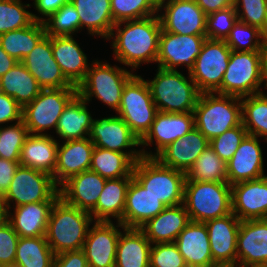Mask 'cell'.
I'll list each match as a JSON object with an SVG mask.
<instances>
[{
  "mask_svg": "<svg viewBox=\"0 0 267 267\" xmlns=\"http://www.w3.org/2000/svg\"><path fill=\"white\" fill-rule=\"evenodd\" d=\"M57 148V165L52 176L60 186L68 178L90 169L94 144L89 138L64 141Z\"/></svg>",
  "mask_w": 267,
  "mask_h": 267,
  "instance_id": "obj_27",
  "label": "cell"
},
{
  "mask_svg": "<svg viewBox=\"0 0 267 267\" xmlns=\"http://www.w3.org/2000/svg\"><path fill=\"white\" fill-rule=\"evenodd\" d=\"M88 138L95 147L126 153L134 162L142 157L140 140L118 115L94 118Z\"/></svg>",
  "mask_w": 267,
  "mask_h": 267,
  "instance_id": "obj_13",
  "label": "cell"
},
{
  "mask_svg": "<svg viewBox=\"0 0 267 267\" xmlns=\"http://www.w3.org/2000/svg\"><path fill=\"white\" fill-rule=\"evenodd\" d=\"M5 267H19L17 264L6 265Z\"/></svg>",
  "mask_w": 267,
  "mask_h": 267,
  "instance_id": "obj_61",
  "label": "cell"
},
{
  "mask_svg": "<svg viewBox=\"0 0 267 267\" xmlns=\"http://www.w3.org/2000/svg\"><path fill=\"white\" fill-rule=\"evenodd\" d=\"M238 20L262 30L267 19V0H234Z\"/></svg>",
  "mask_w": 267,
  "mask_h": 267,
  "instance_id": "obj_49",
  "label": "cell"
},
{
  "mask_svg": "<svg viewBox=\"0 0 267 267\" xmlns=\"http://www.w3.org/2000/svg\"><path fill=\"white\" fill-rule=\"evenodd\" d=\"M161 30L158 15L115 23L107 39L112 41V57L133 72L143 64H156Z\"/></svg>",
  "mask_w": 267,
  "mask_h": 267,
  "instance_id": "obj_1",
  "label": "cell"
},
{
  "mask_svg": "<svg viewBox=\"0 0 267 267\" xmlns=\"http://www.w3.org/2000/svg\"><path fill=\"white\" fill-rule=\"evenodd\" d=\"M236 244L238 267H267V219L241 221Z\"/></svg>",
  "mask_w": 267,
  "mask_h": 267,
  "instance_id": "obj_19",
  "label": "cell"
},
{
  "mask_svg": "<svg viewBox=\"0 0 267 267\" xmlns=\"http://www.w3.org/2000/svg\"><path fill=\"white\" fill-rule=\"evenodd\" d=\"M18 239L17 232L0 214V265L14 264Z\"/></svg>",
  "mask_w": 267,
  "mask_h": 267,
  "instance_id": "obj_51",
  "label": "cell"
},
{
  "mask_svg": "<svg viewBox=\"0 0 267 267\" xmlns=\"http://www.w3.org/2000/svg\"><path fill=\"white\" fill-rule=\"evenodd\" d=\"M231 201L240 221L267 219V175L231 185Z\"/></svg>",
  "mask_w": 267,
  "mask_h": 267,
  "instance_id": "obj_21",
  "label": "cell"
},
{
  "mask_svg": "<svg viewBox=\"0 0 267 267\" xmlns=\"http://www.w3.org/2000/svg\"><path fill=\"white\" fill-rule=\"evenodd\" d=\"M183 205L193 222H206L232 213L231 185L185 181Z\"/></svg>",
  "mask_w": 267,
  "mask_h": 267,
  "instance_id": "obj_6",
  "label": "cell"
},
{
  "mask_svg": "<svg viewBox=\"0 0 267 267\" xmlns=\"http://www.w3.org/2000/svg\"><path fill=\"white\" fill-rule=\"evenodd\" d=\"M55 202L42 201L19 205L5 210L1 215L11 224L19 237H42L45 236Z\"/></svg>",
  "mask_w": 267,
  "mask_h": 267,
  "instance_id": "obj_25",
  "label": "cell"
},
{
  "mask_svg": "<svg viewBox=\"0 0 267 267\" xmlns=\"http://www.w3.org/2000/svg\"><path fill=\"white\" fill-rule=\"evenodd\" d=\"M151 246L139 228H125L117 242L115 267H150Z\"/></svg>",
  "mask_w": 267,
  "mask_h": 267,
  "instance_id": "obj_35",
  "label": "cell"
},
{
  "mask_svg": "<svg viewBox=\"0 0 267 267\" xmlns=\"http://www.w3.org/2000/svg\"><path fill=\"white\" fill-rule=\"evenodd\" d=\"M20 163L0 158V199L7 193Z\"/></svg>",
  "mask_w": 267,
  "mask_h": 267,
  "instance_id": "obj_55",
  "label": "cell"
},
{
  "mask_svg": "<svg viewBox=\"0 0 267 267\" xmlns=\"http://www.w3.org/2000/svg\"><path fill=\"white\" fill-rule=\"evenodd\" d=\"M31 7H33L37 14L32 12V18L36 22H44L52 14L57 12L64 4L70 0H31ZM41 15V16H40Z\"/></svg>",
  "mask_w": 267,
  "mask_h": 267,
  "instance_id": "obj_53",
  "label": "cell"
},
{
  "mask_svg": "<svg viewBox=\"0 0 267 267\" xmlns=\"http://www.w3.org/2000/svg\"><path fill=\"white\" fill-rule=\"evenodd\" d=\"M54 258L45 236L19 237L14 264L19 267H52Z\"/></svg>",
  "mask_w": 267,
  "mask_h": 267,
  "instance_id": "obj_40",
  "label": "cell"
},
{
  "mask_svg": "<svg viewBox=\"0 0 267 267\" xmlns=\"http://www.w3.org/2000/svg\"><path fill=\"white\" fill-rule=\"evenodd\" d=\"M93 223L89 212L68 205L59 198L52 207L45 238L55 255L80 250Z\"/></svg>",
  "mask_w": 267,
  "mask_h": 267,
  "instance_id": "obj_2",
  "label": "cell"
},
{
  "mask_svg": "<svg viewBox=\"0 0 267 267\" xmlns=\"http://www.w3.org/2000/svg\"><path fill=\"white\" fill-rule=\"evenodd\" d=\"M41 90L35 77L21 62L0 77V92L15 99L22 108L32 102Z\"/></svg>",
  "mask_w": 267,
  "mask_h": 267,
  "instance_id": "obj_36",
  "label": "cell"
},
{
  "mask_svg": "<svg viewBox=\"0 0 267 267\" xmlns=\"http://www.w3.org/2000/svg\"><path fill=\"white\" fill-rule=\"evenodd\" d=\"M105 183L106 178L89 169L63 182L59 186L60 198L68 205L90 213L96 207Z\"/></svg>",
  "mask_w": 267,
  "mask_h": 267,
  "instance_id": "obj_23",
  "label": "cell"
},
{
  "mask_svg": "<svg viewBox=\"0 0 267 267\" xmlns=\"http://www.w3.org/2000/svg\"><path fill=\"white\" fill-rule=\"evenodd\" d=\"M21 63L42 89L77 88L63 75L52 53V36L45 35Z\"/></svg>",
  "mask_w": 267,
  "mask_h": 267,
  "instance_id": "obj_18",
  "label": "cell"
},
{
  "mask_svg": "<svg viewBox=\"0 0 267 267\" xmlns=\"http://www.w3.org/2000/svg\"><path fill=\"white\" fill-rule=\"evenodd\" d=\"M114 23L158 15V0H110Z\"/></svg>",
  "mask_w": 267,
  "mask_h": 267,
  "instance_id": "obj_44",
  "label": "cell"
},
{
  "mask_svg": "<svg viewBox=\"0 0 267 267\" xmlns=\"http://www.w3.org/2000/svg\"><path fill=\"white\" fill-rule=\"evenodd\" d=\"M179 70H166L157 67L153 79H146L152 99L159 112H193L201 92L190 74Z\"/></svg>",
  "mask_w": 267,
  "mask_h": 267,
  "instance_id": "obj_3",
  "label": "cell"
},
{
  "mask_svg": "<svg viewBox=\"0 0 267 267\" xmlns=\"http://www.w3.org/2000/svg\"><path fill=\"white\" fill-rule=\"evenodd\" d=\"M214 264L237 265V234L241 221L233 213L204 222Z\"/></svg>",
  "mask_w": 267,
  "mask_h": 267,
  "instance_id": "obj_22",
  "label": "cell"
},
{
  "mask_svg": "<svg viewBox=\"0 0 267 267\" xmlns=\"http://www.w3.org/2000/svg\"><path fill=\"white\" fill-rule=\"evenodd\" d=\"M248 135L247 130L241 123L223 134L213 138L210 146L214 152L226 163L233 157L241 142Z\"/></svg>",
  "mask_w": 267,
  "mask_h": 267,
  "instance_id": "obj_48",
  "label": "cell"
},
{
  "mask_svg": "<svg viewBox=\"0 0 267 267\" xmlns=\"http://www.w3.org/2000/svg\"><path fill=\"white\" fill-rule=\"evenodd\" d=\"M193 114L195 127L211 141L242 123L241 98L201 93Z\"/></svg>",
  "mask_w": 267,
  "mask_h": 267,
  "instance_id": "obj_5",
  "label": "cell"
},
{
  "mask_svg": "<svg viewBox=\"0 0 267 267\" xmlns=\"http://www.w3.org/2000/svg\"><path fill=\"white\" fill-rule=\"evenodd\" d=\"M263 51H231L221 87L215 92L239 98L263 92Z\"/></svg>",
  "mask_w": 267,
  "mask_h": 267,
  "instance_id": "obj_9",
  "label": "cell"
},
{
  "mask_svg": "<svg viewBox=\"0 0 267 267\" xmlns=\"http://www.w3.org/2000/svg\"><path fill=\"white\" fill-rule=\"evenodd\" d=\"M78 42L74 36H52L53 57L65 78L76 87L84 80L93 62Z\"/></svg>",
  "mask_w": 267,
  "mask_h": 267,
  "instance_id": "obj_26",
  "label": "cell"
},
{
  "mask_svg": "<svg viewBox=\"0 0 267 267\" xmlns=\"http://www.w3.org/2000/svg\"><path fill=\"white\" fill-rule=\"evenodd\" d=\"M133 177L166 207L183 203L184 172L164 166L156 158L141 157L134 164Z\"/></svg>",
  "mask_w": 267,
  "mask_h": 267,
  "instance_id": "obj_7",
  "label": "cell"
},
{
  "mask_svg": "<svg viewBox=\"0 0 267 267\" xmlns=\"http://www.w3.org/2000/svg\"><path fill=\"white\" fill-rule=\"evenodd\" d=\"M19 61L11 57L0 44V77L13 68Z\"/></svg>",
  "mask_w": 267,
  "mask_h": 267,
  "instance_id": "obj_57",
  "label": "cell"
},
{
  "mask_svg": "<svg viewBox=\"0 0 267 267\" xmlns=\"http://www.w3.org/2000/svg\"><path fill=\"white\" fill-rule=\"evenodd\" d=\"M209 145L210 141L194 127L181 139L170 143L155 158L162 165L186 174Z\"/></svg>",
  "mask_w": 267,
  "mask_h": 267,
  "instance_id": "obj_24",
  "label": "cell"
},
{
  "mask_svg": "<svg viewBox=\"0 0 267 267\" xmlns=\"http://www.w3.org/2000/svg\"><path fill=\"white\" fill-rule=\"evenodd\" d=\"M186 181L227 183V163L209 145L186 173Z\"/></svg>",
  "mask_w": 267,
  "mask_h": 267,
  "instance_id": "obj_41",
  "label": "cell"
},
{
  "mask_svg": "<svg viewBox=\"0 0 267 267\" xmlns=\"http://www.w3.org/2000/svg\"><path fill=\"white\" fill-rule=\"evenodd\" d=\"M166 206L147 191L133 176L127 190L123 219L125 228H140L157 216Z\"/></svg>",
  "mask_w": 267,
  "mask_h": 267,
  "instance_id": "obj_28",
  "label": "cell"
},
{
  "mask_svg": "<svg viewBox=\"0 0 267 267\" xmlns=\"http://www.w3.org/2000/svg\"><path fill=\"white\" fill-rule=\"evenodd\" d=\"M52 267H88L83 249L65 251L55 255Z\"/></svg>",
  "mask_w": 267,
  "mask_h": 267,
  "instance_id": "obj_54",
  "label": "cell"
},
{
  "mask_svg": "<svg viewBox=\"0 0 267 267\" xmlns=\"http://www.w3.org/2000/svg\"><path fill=\"white\" fill-rule=\"evenodd\" d=\"M206 35H180L161 30L157 55V67L178 70L186 67L188 73L200 53Z\"/></svg>",
  "mask_w": 267,
  "mask_h": 267,
  "instance_id": "obj_16",
  "label": "cell"
},
{
  "mask_svg": "<svg viewBox=\"0 0 267 267\" xmlns=\"http://www.w3.org/2000/svg\"><path fill=\"white\" fill-rule=\"evenodd\" d=\"M191 222L185 206H167L139 229L151 244L175 242L180 232Z\"/></svg>",
  "mask_w": 267,
  "mask_h": 267,
  "instance_id": "obj_30",
  "label": "cell"
},
{
  "mask_svg": "<svg viewBox=\"0 0 267 267\" xmlns=\"http://www.w3.org/2000/svg\"><path fill=\"white\" fill-rule=\"evenodd\" d=\"M28 135L23 119L0 126V158L19 162L21 148Z\"/></svg>",
  "mask_w": 267,
  "mask_h": 267,
  "instance_id": "obj_45",
  "label": "cell"
},
{
  "mask_svg": "<svg viewBox=\"0 0 267 267\" xmlns=\"http://www.w3.org/2000/svg\"><path fill=\"white\" fill-rule=\"evenodd\" d=\"M259 137L247 135L227 163V183L230 185L266 176L263 146Z\"/></svg>",
  "mask_w": 267,
  "mask_h": 267,
  "instance_id": "obj_20",
  "label": "cell"
},
{
  "mask_svg": "<svg viewBox=\"0 0 267 267\" xmlns=\"http://www.w3.org/2000/svg\"><path fill=\"white\" fill-rule=\"evenodd\" d=\"M194 127L193 112L163 113L158 111L150 130L140 140L142 157L155 158L170 143L181 139ZM152 145L156 152L151 151Z\"/></svg>",
  "mask_w": 267,
  "mask_h": 267,
  "instance_id": "obj_14",
  "label": "cell"
},
{
  "mask_svg": "<svg viewBox=\"0 0 267 267\" xmlns=\"http://www.w3.org/2000/svg\"><path fill=\"white\" fill-rule=\"evenodd\" d=\"M231 51L225 40L206 38L203 42L194 68L189 72L201 93H215L221 87Z\"/></svg>",
  "mask_w": 267,
  "mask_h": 267,
  "instance_id": "obj_12",
  "label": "cell"
},
{
  "mask_svg": "<svg viewBox=\"0 0 267 267\" xmlns=\"http://www.w3.org/2000/svg\"><path fill=\"white\" fill-rule=\"evenodd\" d=\"M48 36H77L80 32V18L69 1L43 22Z\"/></svg>",
  "mask_w": 267,
  "mask_h": 267,
  "instance_id": "obj_43",
  "label": "cell"
},
{
  "mask_svg": "<svg viewBox=\"0 0 267 267\" xmlns=\"http://www.w3.org/2000/svg\"><path fill=\"white\" fill-rule=\"evenodd\" d=\"M124 229L120 222L94 221L83 246L88 267H115L117 242Z\"/></svg>",
  "mask_w": 267,
  "mask_h": 267,
  "instance_id": "obj_17",
  "label": "cell"
},
{
  "mask_svg": "<svg viewBox=\"0 0 267 267\" xmlns=\"http://www.w3.org/2000/svg\"><path fill=\"white\" fill-rule=\"evenodd\" d=\"M150 267H187L177 245L172 243L152 244Z\"/></svg>",
  "mask_w": 267,
  "mask_h": 267,
  "instance_id": "obj_50",
  "label": "cell"
},
{
  "mask_svg": "<svg viewBox=\"0 0 267 267\" xmlns=\"http://www.w3.org/2000/svg\"><path fill=\"white\" fill-rule=\"evenodd\" d=\"M208 267H238V266L234 264H214Z\"/></svg>",
  "mask_w": 267,
  "mask_h": 267,
  "instance_id": "obj_60",
  "label": "cell"
},
{
  "mask_svg": "<svg viewBox=\"0 0 267 267\" xmlns=\"http://www.w3.org/2000/svg\"><path fill=\"white\" fill-rule=\"evenodd\" d=\"M80 18V33L86 29L92 37L107 41L115 23L110 0H70ZM86 27V28H85Z\"/></svg>",
  "mask_w": 267,
  "mask_h": 267,
  "instance_id": "obj_32",
  "label": "cell"
},
{
  "mask_svg": "<svg viewBox=\"0 0 267 267\" xmlns=\"http://www.w3.org/2000/svg\"><path fill=\"white\" fill-rule=\"evenodd\" d=\"M206 15L234 6V0H195Z\"/></svg>",
  "mask_w": 267,
  "mask_h": 267,
  "instance_id": "obj_56",
  "label": "cell"
},
{
  "mask_svg": "<svg viewBox=\"0 0 267 267\" xmlns=\"http://www.w3.org/2000/svg\"><path fill=\"white\" fill-rule=\"evenodd\" d=\"M119 66L111 65L106 60L93 59L84 80L77 86V94L88 104L92 98L101 101L116 114L124 86L135 75L133 71Z\"/></svg>",
  "mask_w": 267,
  "mask_h": 267,
  "instance_id": "obj_4",
  "label": "cell"
},
{
  "mask_svg": "<svg viewBox=\"0 0 267 267\" xmlns=\"http://www.w3.org/2000/svg\"><path fill=\"white\" fill-rule=\"evenodd\" d=\"M163 31L180 35H206V14L195 0H158Z\"/></svg>",
  "mask_w": 267,
  "mask_h": 267,
  "instance_id": "obj_15",
  "label": "cell"
},
{
  "mask_svg": "<svg viewBox=\"0 0 267 267\" xmlns=\"http://www.w3.org/2000/svg\"><path fill=\"white\" fill-rule=\"evenodd\" d=\"M134 164L126 153L94 147L90 170L106 179H118L133 176Z\"/></svg>",
  "mask_w": 267,
  "mask_h": 267,
  "instance_id": "obj_38",
  "label": "cell"
},
{
  "mask_svg": "<svg viewBox=\"0 0 267 267\" xmlns=\"http://www.w3.org/2000/svg\"><path fill=\"white\" fill-rule=\"evenodd\" d=\"M262 87L267 89V50H263L262 55ZM267 94V91H266Z\"/></svg>",
  "mask_w": 267,
  "mask_h": 267,
  "instance_id": "obj_58",
  "label": "cell"
},
{
  "mask_svg": "<svg viewBox=\"0 0 267 267\" xmlns=\"http://www.w3.org/2000/svg\"><path fill=\"white\" fill-rule=\"evenodd\" d=\"M77 95V88L42 89L22 111V119L29 134L49 135L56 131L60 115Z\"/></svg>",
  "mask_w": 267,
  "mask_h": 267,
  "instance_id": "obj_11",
  "label": "cell"
},
{
  "mask_svg": "<svg viewBox=\"0 0 267 267\" xmlns=\"http://www.w3.org/2000/svg\"><path fill=\"white\" fill-rule=\"evenodd\" d=\"M132 176L106 179L96 207L90 212L94 221L120 222L123 219L127 190Z\"/></svg>",
  "mask_w": 267,
  "mask_h": 267,
  "instance_id": "obj_33",
  "label": "cell"
},
{
  "mask_svg": "<svg viewBox=\"0 0 267 267\" xmlns=\"http://www.w3.org/2000/svg\"><path fill=\"white\" fill-rule=\"evenodd\" d=\"M30 7L31 3L22 0H0V35L28 27L34 21Z\"/></svg>",
  "mask_w": 267,
  "mask_h": 267,
  "instance_id": "obj_42",
  "label": "cell"
},
{
  "mask_svg": "<svg viewBox=\"0 0 267 267\" xmlns=\"http://www.w3.org/2000/svg\"><path fill=\"white\" fill-rule=\"evenodd\" d=\"M174 243L183 256L187 267L214 265L205 223L191 221L180 232Z\"/></svg>",
  "mask_w": 267,
  "mask_h": 267,
  "instance_id": "obj_29",
  "label": "cell"
},
{
  "mask_svg": "<svg viewBox=\"0 0 267 267\" xmlns=\"http://www.w3.org/2000/svg\"><path fill=\"white\" fill-rule=\"evenodd\" d=\"M22 111L15 99L0 92V126L22 120Z\"/></svg>",
  "mask_w": 267,
  "mask_h": 267,
  "instance_id": "obj_52",
  "label": "cell"
},
{
  "mask_svg": "<svg viewBox=\"0 0 267 267\" xmlns=\"http://www.w3.org/2000/svg\"><path fill=\"white\" fill-rule=\"evenodd\" d=\"M237 21L238 17L234 6L207 15L206 38L226 40Z\"/></svg>",
  "mask_w": 267,
  "mask_h": 267,
  "instance_id": "obj_47",
  "label": "cell"
},
{
  "mask_svg": "<svg viewBox=\"0 0 267 267\" xmlns=\"http://www.w3.org/2000/svg\"><path fill=\"white\" fill-rule=\"evenodd\" d=\"M242 124L248 135L259 137L267 143V94H253L241 98Z\"/></svg>",
  "mask_w": 267,
  "mask_h": 267,
  "instance_id": "obj_39",
  "label": "cell"
},
{
  "mask_svg": "<svg viewBox=\"0 0 267 267\" xmlns=\"http://www.w3.org/2000/svg\"><path fill=\"white\" fill-rule=\"evenodd\" d=\"M157 112L146 79L135 72L124 86L116 115L121 117L141 140L150 130Z\"/></svg>",
  "mask_w": 267,
  "mask_h": 267,
  "instance_id": "obj_10",
  "label": "cell"
},
{
  "mask_svg": "<svg viewBox=\"0 0 267 267\" xmlns=\"http://www.w3.org/2000/svg\"><path fill=\"white\" fill-rule=\"evenodd\" d=\"M89 104L78 94L64 108L56 126V138L62 142L88 138L92 122Z\"/></svg>",
  "mask_w": 267,
  "mask_h": 267,
  "instance_id": "obj_34",
  "label": "cell"
},
{
  "mask_svg": "<svg viewBox=\"0 0 267 267\" xmlns=\"http://www.w3.org/2000/svg\"><path fill=\"white\" fill-rule=\"evenodd\" d=\"M261 40L263 49L267 50V19L264 28L261 30Z\"/></svg>",
  "mask_w": 267,
  "mask_h": 267,
  "instance_id": "obj_59",
  "label": "cell"
},
{
  "mask_svg": "<svg viewBox=\"0 0 267 267\" xmlns=\"http://www.w3.org/2000/svg\"><path fill=\"white\" fill-rule=\"evenodd\" d=\"M225 41L232 51L264 50L261 40V30L239 20L231 29Z\"/></svg>",
  "mask_w": 267,
  "mask_h": 267,
  "instance_id": "obj_46",
  "label": "cell"
},
{
  "mask_svg": "<svg viewBox=\"0 0 267 267\" xmlns=\"http://www.w3.org/2000/svg\"><path fill=\"white\" fill-rule=\"evenodd\" d=\"M45 35L44 24L33 21L28 27L1 34L0 44L11 57L21 62Z\"/></svg>",
  "mask_w": 267,
  "mask_h": 267,
  "instance_id": "obj_37",
  "label": "cell"
},
{
  "mask_svg": "<svg viewBox=\"0 0 267 267\" xmlns=\"http://www.w3.org/2000/svg\"><path fill=\"white\" fill-rule=\"evenodd\" d=\"M59 198V186L50 174L19 165L7 193L0 199V214L19 205Z\"/></svg>",
  "mask_w": 267,
  "mask_h": 267,
  "instance_id": "obj_8",
  "label": "cell"
},
{
  "mask_svg": "<svg viewBox=\"0 0 267 267\" xmlns=\"http://www.w3.org/2000/svg\"><path fill=\"white\" fill-rule=\"evenodd\" d=\"M60 139L54 135L29 134L21 148L19 163L54 175L57 165V148Z\"/></svg>",
  "mask_w": 267,
  "mask_h": 267,
  "instance_id": "obj_31",
  "label": "cell"
}]
</instances>
